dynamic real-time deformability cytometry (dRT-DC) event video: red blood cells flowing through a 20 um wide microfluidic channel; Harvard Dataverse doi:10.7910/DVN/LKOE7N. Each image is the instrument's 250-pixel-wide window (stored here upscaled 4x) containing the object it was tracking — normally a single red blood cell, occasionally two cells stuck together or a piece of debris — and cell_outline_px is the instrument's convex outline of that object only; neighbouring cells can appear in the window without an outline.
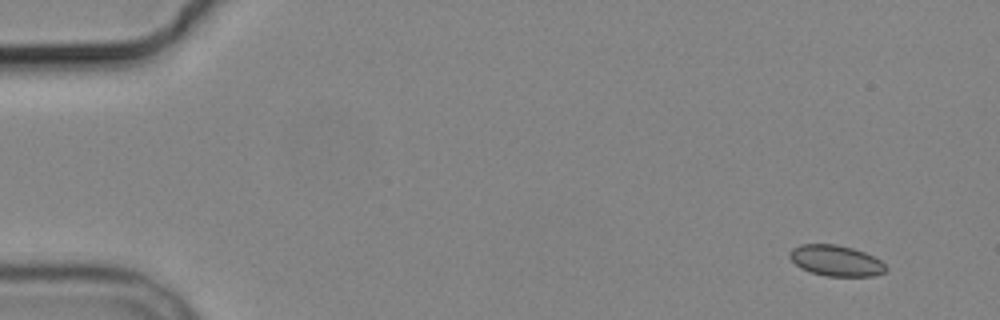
{"species": "common noctule bat (a hibernating species)", "species_latin": "Nyctalus noctula", "temperature_condition": "cold", "stored_images_in_passage": 7, "camera_frame_rate_fps": 3000, "um_per_image_px": 0.085, "animal": {"sex": "male", "body_mass_g": 19.2, "forearm_length_mm": 51.8}, "frame": {"image": 1, "passage_image": 1, "time_ms": 0.0, "image_size_px": [1000, 320], "cell_outline_px": [[888, 268], [884, 272], [872, 276], [824, 276], [800, 268], [788, 256], [788, 252], [792, 248], [800, 244], [836, 244], [852, 248], [864, 252], [880, 260]], "centroid_in_image_um": [71.03, 22.15], "position_along_channel_um": 14.0, "area_um2": 17.28}}
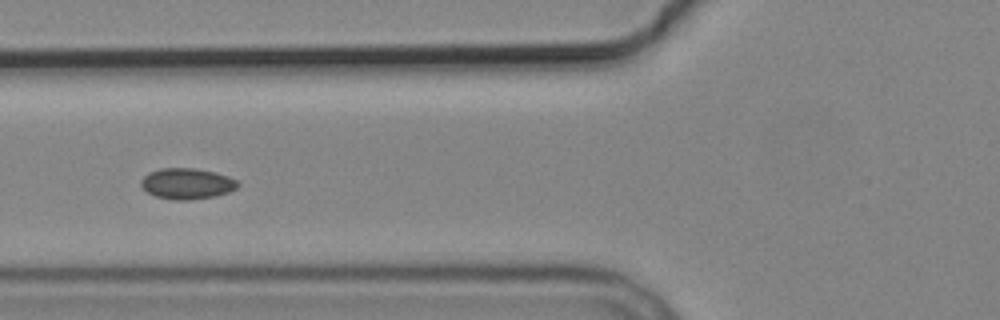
{"frame": {"image": 2, "passage_image": 6, "time_ms": 6.0, "image_size_px": [1000, 320], "cell_outline_px": [[240, 184], [236, 188], [228, 192], [212, 196], [188, 200], [176, 200], [156, 196], [148, 192], [140, 184], [140, 180], [148, 172], [160, 168], [196, 168], [216, 172], [228, 176], [236, 180]], "centroid_in_image_um": [15.88, 15.59], "position_along_channel_um": 109.9, "area_um2": 17.34}}
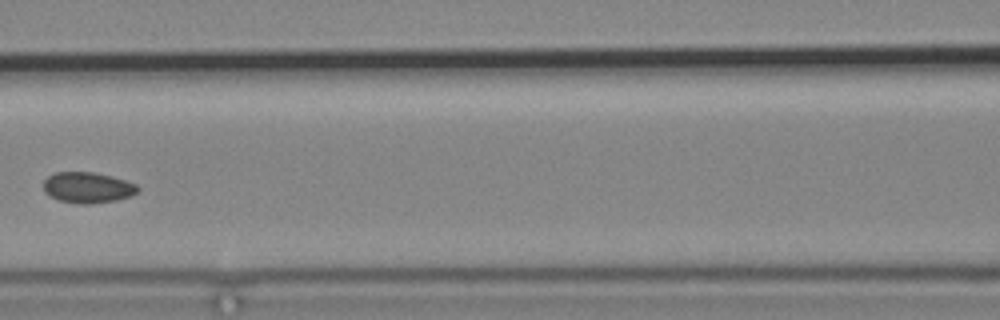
{"frame": {"image": 3, "passage_image": 7, "time_ms": 7.333, "image_size_px": [1000, 320], "cell_outline_px": [[140, 188], [132, 196], [116, 200], [84, 204], [76, 204], [60, 200], [44, 192], [44, 180], [48, 176], [56, 172], [92, 172], [112, 176], [136, 184]], "centroid_in_image_um": [7.45, 15.94], "position_along_channel_um": 159.1, "area_um2": 16.82}}